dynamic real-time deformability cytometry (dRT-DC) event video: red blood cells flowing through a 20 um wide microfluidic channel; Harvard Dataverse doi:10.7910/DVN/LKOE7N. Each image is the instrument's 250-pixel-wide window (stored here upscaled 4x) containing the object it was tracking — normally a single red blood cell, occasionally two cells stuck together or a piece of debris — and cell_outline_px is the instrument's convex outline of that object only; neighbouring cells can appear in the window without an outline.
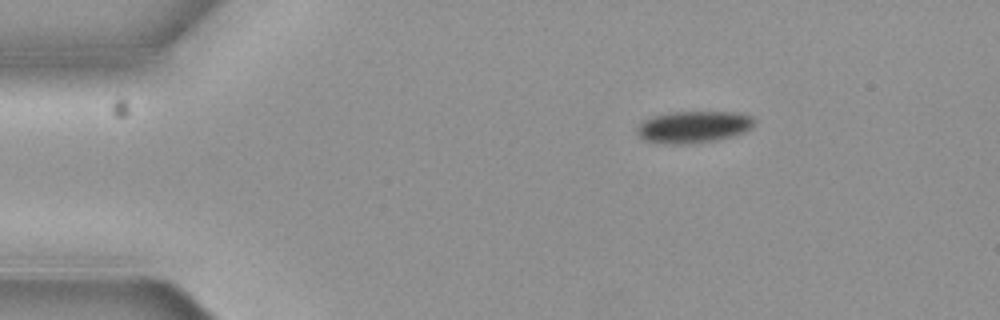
{"species": "common noctule bat (a hibernating species)", "species_latin": "Nyctalus noctula", "temperature_condition": "cold", "stored_images_in_passage": 3, "camera_frame_rate_fps": 3000, "um_per_image_px": 0.085, "animal": {"sex": "female", "body_mass_g": 19.3, "forearm_length_mm": 54.1}, "frame": {"image": 1, "passage_image": 1, "time_ms": 0.0, "image_size_px": [1000, 320], "cell_outline_px": [[752, 124], [744, 132], [712, 140], [688, 144], [668, 144], [644, 140], [636, 132], [636, 128], [644, 120], [652, 116], [672, 112], [740, 112], [752, 116]], "centroid_in_image_um": [58.88, 10.78], "position_along_channel_um": 26.1, "area_um2": 21.39}}